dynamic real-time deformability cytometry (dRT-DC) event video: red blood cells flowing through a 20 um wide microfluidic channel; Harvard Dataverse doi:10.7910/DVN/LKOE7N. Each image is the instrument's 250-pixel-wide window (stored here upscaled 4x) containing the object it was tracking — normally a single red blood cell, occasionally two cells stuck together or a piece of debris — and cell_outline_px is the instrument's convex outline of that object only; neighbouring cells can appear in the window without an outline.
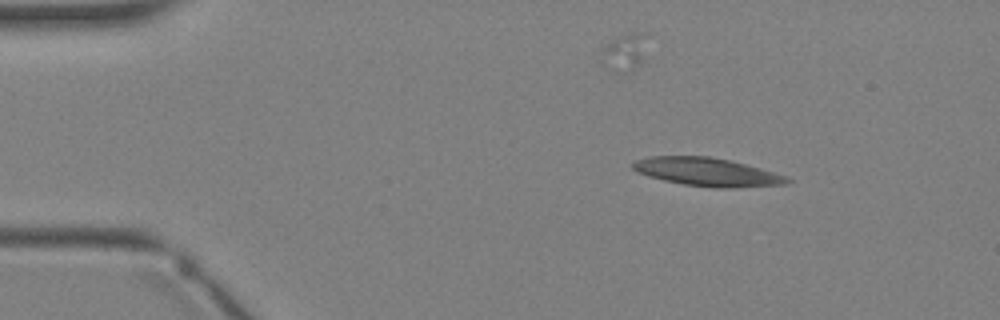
{"species": "Egyptian fruit bat (a non-hibernating species)", "species_latin": "Rousettus aegyptiacus", "temperature_condition": "warm", "stored_images_in_passage": 2, "camera_frame_rate_fps": 3000, "um_per_image_px": 0.085, "animal": {"sex": "female"}, "frame": {"image": 1, "passage_image": 1, "time_ms": 0.0, "image_size_px": [1000, 320], "cell_outline_px": [[792, 180], [784, 184], [732, 188], [716, 188], [684, 184], [664, 180], [648, 176], [636, 172], [632, 168], [632, 164], [636, 160], [648, 156], [708, 156], [728, 160], [744, 164], [772, 172], [784, 176]], "centroid_in_image_um": [60.03, 14.61], "position_along_channel_um": 25.0, "area_um2": 25.09}}